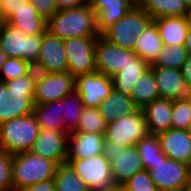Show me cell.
I'll list each match as a JSON object with an SVG mask.
<instances>
[{"instance_id":"6da1fadb","label":"cell","mask_w":191,"mask_h":191,"mask_svg":"<svg viewBox=\"0 0 191 191\" xmlns=\"http://www.w3.org/2000/svg\"><path fill=\"white\" fill-rule=\"evenodd\" d=\"M47 30L62 40L73 37H98L96 13L90 4L58 10L47 20Z\"/></svg>"},{"instance_id":"7a4b0ae2","label":"cell","mask_w":191,"mask_h":191,"mask_svg":"<svg viewBox=\"0 0 191 191\" xmlns=\"http://www.w3.org/2000/svg\"><path fill=\"white\" fill-rule=\"evenodd\" d=\"M58 164L31 151L12 154V188L23 187L53 179Z\"/></svg>"},{"instance_id":"3957f363","label":"cell","mask_w":191,"mask_h":191,"mask_svg":"<svg viewBox=\"0 0 191 191\" xmlns=\"http://www.w3.org/2000/svg\"><path fill=\"white\" fill-rule=\"evenodd\" d=\"M40 130L33 114L2 123L0 124V150L10 154L30 151Z\"/></svg>"},{"instance_id":"277c9868","label":"cell","mask_w":191,"mask_h":191,"mask_svg":"<svg viewBox=\"0 0 191 191\" xmlns=\"http://www.w3.org/2000/svg\"><path fill=\"white\" fill-rule=\"evenodd\" d=\"M153 22L154 19L136 5L124 17L107 28L101 35L109 42L124 49L134 50L137 37Z\"/></svg>"},{"instance_id":"5b68a950","label":"cell","mask_w":191,"mask_h":191,"mask_svg":"<svg viewBox=\"0 0 191 191\" xmlns=\"http://www.w3.org/2000/svg\"><path fill=\"white\" fill-rule=\"evenodd\" d=\"M3 21L26 34H43L47 20L30 0H2Z\"/></svg>"},{"instance_id":"8992f818","label":"cell","mask_w":191,"mask_h":191,"mask_svg":"<svg viewBox=\"0 0 191 191\" xmlns=\"http://www.w3.org/2000/svg\"><path fill=\"white\" fill-rule=\"evenodd\" d=\"M103 156L110 162L111 175L119 187L137 172L145 170L136 146L123 147L105 141Z\"/></svg>"},{"instance_id":"52a82bcc","label":"cell","mask_w":191,"mask_h":191,"mask_svg":"<svg viewBox=\"0 0 191 191\" xmlns=\"http://www.w3.org/2000/svg\"><path fill=\"white\" fill-rule=\"evenodd\" d=\"M67 163L91 191H110L117 187L111 175L110 162L103 154L86 159H67Z\"/></svg>"},{"instance_id":"ba28073f","label":"cell","mask_w":191,"mask_h":191,"mask_svg":"<svg viewBox=\"0 0 191 191\" xmlns=\"http://www.w3.org/2000/svg\"><path fill=\"white\" fill-rule=\"evenodd\" d=\"M149 134L142 109L122 116L107 124L105 141L123 147H132Z\"/></svg>"},{"instance_id":"9c48e42d","label":"cell","mask_w":191,"mask_h":191,"mask_svg":"<svg viewBox=\"0 0 191 191\" xmlns=\"http://www.w3.org/2000/svg\"><path fill=\"white\" fill-rule=\"evenodd\" d=\"M42 34H24L17 28L4 22L0 31V48L7 57L25 61L39 57Z\"/></svg>"},{"instance_id":"30bf717a","label":"cell","mask_w":191,"mask_h":191,"mask_svg":"<svg viewBox=\"0 0 191 191\" xmlns=\"http://www.w3.org/2000/svg\"><path fill=\"white\" fill-rule=\"evenodd\" d=\"M96 40L97 37H73L64 40L67 72L76 77L96 71Z\"/></svg>"},{"instance_id":"8fae6325","label":"cell","mask_w":191,"mask_h":191,"mask_svg":"<svg viewBox=\"0 0 191 191\" xmlns=\"http://www.w3.org/2000/svg\"><path fill=\"white\" fill-rule=\"evenodd\" d=\"M136 56L133 50H127L111 43L102 35L97 37L95 45V66L98 73L112 77L120 72Z\"/></svg>"},{"instance_id":"7c38bea8","label":"cell","mask_w":191,"mask_h":191,"mask_svg":"<svg viewBox=\"0 0 191 191\" xmlns=\"http://www.w3.org/2000/svg\"><path fill=\"white\" fill-rule=\"evenodd\" d=\"M112 90V78L97 71L75 77V91L85 107L98 108Z\"/></svg>"},{"instance_id":"4fadbf2b","label":"cell","mask_w":191,"mask_h":191,"mask_svg":"<svg viewBox=\"0 0 191 191\" xmlns=\"http://www.w3.org/2000/svg\"><path fill=\"white\" fill-rule=\"evenodd\" d=\"M158 191L185 186L191 180V166L167 158L148 170Z\"/></svg>"},{"instance_id":"5bb4252c","label":"cell","mask_w":191,"mask_h":191,"mask_svg":"<svg viewBox=\"0 0 191 191\" xmlns=\"http://www.w3.org/2000/svg\"><path fill=\"white\" fill-rule=\"evenodd\" d=\"M157 82L160 98L187 100L191 97V85L183 78L179 69L150 66Z\"/></svg>"},{"instance_id":"9a60e30c","label":"cell","mask_w":191,"mask_h":191,"mask_svg":"<svg viewBox=\"0 0 191 191\" xmlns=\"http://www.w3.org/2000/svg\"><path fill=\"white\" fill-rule=\"evenodd\" d=\"M75 90V77L69 72L51 73L35 84L34 102L44 104L61 100Z\"/></svg>"},{"instance_id":"2e32d148","label":"cell","mask_w":191,"mask_h":191,"mask_svg":"<svg viewBox=\"0 0 191 191\" xmlns=\"http://www.w3.org/2000/svg\"><path fill=\"white\" fill-rule=\"evenodd\" d=\"M67 147L68 133L41 129L30 151L59 165L67 162Z\"/></svg>"},{"instance_id":"e0dca14e","label":"cell","mask_w":191,"mask_h":191,"mask_svg":"<svg viewBox=\"0 0 191 191\" xmlns=\"http://www.w3.org/2000/svg\"><path fill=\"white\" fill-rule=\"evenodd\" d=\"M157 137L167 158L191 166V136L187 130L171 128Z\"/></svg>"},{"instance_id":"ac0fdd59","label":"cell","mask_w":191,"mask_h":191,"mask_svg":"<svg viewBox=\"0 0 191 191\" xmlns=\"http://www.w3.org/2000/svg\"><path fill=\"white\" fill-rule=\"evenodd\" d=\"M96 13L97 29L100 35L119 19L124 17L134 6L135 0H90Z\"/></svg>"},{"instance_id":"d6986e66","label":"cell","mask_w":191,"mask_h":191,"mask_svg":"<svg viewBox=\"0 0 191 191\" xmlns=\"http://www.w3.org/2000/svg\"><path fill=\"white\" fill-rule=\"evenodd\" d=\"M38 60L50 71V73L67 72V55L64 47V40L46 30L42 34Z\"/></svg>"},{"instance_id":"ffe728a7","label":"cell","mask_w":191,"mask_h":191,"mask_svg":"<svg viewBox=\"0 0 191 191\" xmlns=\"http://www.w3.org/2000/svg\"><path fill=\"white\" fill-rule=\"evenodd\" d=\"M105 136L92 132L68 134L67 159H86L103 154Z\"/></svg>"},{"instance_id":"44dd1931","label":"cell","mask_w":191,"mask_h":191,"mask_svg":"<svg viewBox=\"0 0 191 191\" xmlns=\"http://www.w3.org/2000/svg\"><path fill=\"white\" fill-rule=\"evenodd\" d=\"M173 100L157 98L142 110L149 134L157 135L171 129Z\"/></svg>"},{"instance_id":"7402d4cb","label":"cell","mask_w":191,"mask_h":191,"mask_svg":"<svg viewBox=\"0 0 191 191\" xmlns=\"http://www.w3.org/2000/svg\"><path fill=\"white\" fill-rule=\"evenodd\" d=\"M154 23L164 45H184L190 28L187 16H164L155 18Z\"/></svg>"},{"instance_id":"603a6c76","label":"cell","mask_w":191,"mask_h":191,"mask_svg":"<svg viewBox=\"0 0 191 191\" xmlns=\"http://www.w3.org/2000/svg\"><path fill=\"white\" fill-rule=\"evenodd\" d=\"M149 68L148 63L136 56L120 72L111 77L113 89L126 96H131L135 83Z\"/></svg>"},{"instance_id":"cb8c5ba5","label":"cell","mask_w":191,"mask_h":191,"mask_svg":"<svg viewBox=\"0 0 191 191\" xmlns=\"http://www.w3.org/2000/svg\"><path fill=\"white\" fill-rule=\"evenodd\" d=\"M98 109L107 123H110L122 116L136 112L139 108L131 96H126L113 89Z\"/></svg>"},{"instance_id":"d4e9b609","label":"cell","mask_w":191,"mask_h":191,"mask_svg":"<svg viewBox=\"0 0 191 191\" xmlns=\"http://www.w3.org/2000/svg\"><path fill=\"white\" fill-rule=\"evenodd\" d=\"M163 45L157 26L153 22L137 37V42L133 51L137 56L151 65L155 62Z\"/></svg>"},{"instance_id":"484cf974","label":"cell","mask_w":191,"mask_h":191,"mask_svg":"<svg viewBox=\"0 0 191 191\" xmlns=\"http://www.w3.org/2000/svg\"><path fill=\"white\" fill-rule=\"evenodd\" d=\"M33 115L41 129L65 132L61 100L35 104Z\"/></svg>"},{"instance_id":"4316f807","label":"cell","mask_w":191,"mask_h":191,"mask_svg":"<svg viewBox=\"0 0 191 191\" xmlns=\"http://www.w3.org/2000/svg\"><path fill=\"white\" fill-rule=\"evenodd\" d=\"M137 5L153 19L164 16H187L184 0H138Z\"/></svg>"},{"instance_id":"83f0119b","label":"cell","mask_w":191,"mask_h":191,"mask_svg":"<svg viewBox=\"0 0 191 191\" xmlns=\"http://www.w3.org/2000/svg\"><path fill=\"white\" fill-rule=\"evenodd\" d=\"M157 98H160L157 82L149 69L135 83L131 99L139 109H143Z\"/></svg>"},{"instance_id":"f1b7e54d","label":"cell","mask_w":191,"mask_h":191,"mask_svg":"<svg viewBox=\"0 0 191 191\" xmlns=\"http://www.w3.org/2000/svg\"><path fill=\"white\" fill-rule=\"evenodd\" d=\"M53 179L56 191H91L67 162L57 166Z\"/></svg>"},{"instance_id":"f546056e","label":"cell","mask_w":191,"mask_h":191,"mask_svg":"<svg viewBox=\"0 0 191 191\" xmlns=\"http://www.w3.org/2000/svg\"><path fill=\"white\" fill-rule=\"evenodd\" d=\"M61 101L65 132L69 134L77 129L84 105L81 96L75 90Z\"/></svg>"},{"instance_id":"4dcf8cb0","label":"cell","mask_w":191,"mask_h":191,"mask_svg":"<svg viewBox=\"0 0 191 191\" xmlns=\"http://www.w3.org/2000/svg\"><path fill=\"white\" fill-rule=\"evenodd\" d=\"M136 147L139 151L144 168L147 171L150 170L157 162L167 159L166 155L160 148L157 135L148 134L136 144Z\"/></svg>"},{"instance_id":"1f68e13d","label":"cell","mask_w":191,"mask_h":191,"mask_svg":"<svg viewBox=\"0 0 191 191\" xmlns=\"http://www.w3.org/2000/svg\"><path fill=\"white\" fill-rule=\"evenodd\" d=\"M188 57L189 55L184 45H163L155 62L150 66L169 67L180 70Z\"/></svg>"},{"instance_id":"d6a6232c","label":"cell","mask_w":191,"mask_h":191,"mask_svg":"<svg viewBox=\"0 0 191 191\" xmlns=\"http://www.w3.org/2000/svg\"><path fill=\"white\" fill-rule=\"evenodd\" d=\"M107 124L98 108L84 106L77 129L74 132H92L105 135Z\"/></svg>"},{"instance_id":"836d02e7","label":"cell","mask_w":191,"mask_h":191,"mask_svg":"<svg viewBox=\"0 0 191 191\" xmlns=\"http://www.w3.org/2000/svg\"><path fill=\"white\" fill-rule=\"evenodd\" d=\"M191 124V109L187 100H173L171 128L187 130Z\"/></svg>"},{"instance_id":"e575fe53","label":"cell","mask_w":191,"mask_h":191,"mask_svg":"<svg viewBox=\"0 0 191 191\" xmlns=\"http://www.w3.org/2000/svg\"><path fill=\"white\" fill-rule=\"evenodd\" d=\"M27 75V61L7 57L0 71V81L6 82Z\"/></svg>"},{"instance_id":"d590c367","label":"cell","mask_w":191,"mask_h":191,"mask_svg":"<svg viewBox=\"0 0 191 191\" xmlns=\"http://www.w3.org/2000/svg\"><path fill=\"white\" fill-rule=\"evenodd\" d=\"M8 86L9 96L34 97L35 84L28 75L5 82Z\"/></svg>"},{"instance_id":"8d00e7d4","label":"cell","mask_w":191,"mask_h":191,"mask_svg":"<svg viewBox=\"0 0 191 191\" xmlns=\"http://www.w3.org/2000/svg\"><path fill=\"white\" fill-rule=\"evenodd\" d=\"M121 187L124 191H158L147 170L137 172Z\"/></svg>"},{"instance_id":"74e56055","label":"cell","mask_w":191,"mask_h":191,"mask_svg":"<svg viewBox=\"0 0 191 191\" xmlns=\"http://www.w3.org/2000/svg\"><path fill=\"white\" fill-rule=\"evenodd\" d=\"M12 119L33 114L34 97H9Z\"/></svg>"},{"instance_id":"f35d334b","label":"cell","mask_w":191,"mask_h":191,"mask_svg":"<svg viewBox=\"0 0 191 191\" xmlns=\"http://www.w3.org/2000/svg\"><path fill=\"white\" fill-rule=\"evenodd\" d=\"M12 154L0 150V191L12 188Z\"/></svg>"},{"instance_id":"ab89813d","label":"cell","mask_w":191,"mask_h":191,"mask_svg":"<svg viewBox=\"0 0 191 191\" xmlns=\"http://www.w3.org/2000/svg\"><path fill=\"white\" fill-rule=\"evenodd\" d=\"M50 74V71L38 59L27 61V75L34 84L45 80Z\"/></svg>"},{"instance_id":"60d3db41","label":"cell","mask_w":191,"mask_h":191,"mask_svg":"<svg viewBox=\"0 0 191 191\" xmlns=\"http://www.w3.org/2000/svg\"><path fill=\"white\" fill-rule=\"evenodd\" d=\"M9 97L8 86L0 81V124L12 119Z\"/></svg>"},{"instance_id":"b9f144b4","label":"cell","mask_w":191,"mask_h":191,"mask_svg":"<svg viewBox=\"0 0 191 191\" xmlns=\"http://www.w3.org/2000/svg\"><path fill=\"white\" fill-rule=\"evenodd\" d=\"M38 14L46 20L51 18L57 11L56 0H30Z\"/></svg>"},{"instance_id":"7bdbcfd3","label":"cell","mask_w":191,"mask_h":191,"mask_svg":"<svg viewBox=\"0 0 191 191\" xmlns=\"http://www.w3.org/2000/svg\"><path fill=\"white\" fill-rule=\"evenodd\" d=\"M18 191H56V185L54 179H49L23 187Z\"/></svg>"},{"instance_id":"ee69618b","label":"cell","mask_w":191,"mask_h":191,"mask_svg":"<svg viewBox=\"0 0 191 191\" xmlns=\"http://www.w3.org/2000/svg\"><path fill=\"white\" fill-rule=\"evenodd\" d=\"M58 10L76 8L90 4L89 0H56Z\"/></svg>"},{"instance_id":"f6af8a7d","label":"cell","mask_w":191,"mask_h":191,"mask_svg":"<svg viewBox=\"0 0 191 191\" xmlns=\"http://www.w3.org/2000/svg\"><path fill=\"white\" fill-rule=\"evenodd\" d=\"M180 71L183 78L191 85V56L183 63Z\"/></svg>"},{"instance_id":"bcb514c9","label":"cell","mask_w":191,"mask_h":191,"mask_svg":"<svg viewBox=\"0 0 191 191\" xmlns=\"http://www.w3.org/2000/svg\"><path fill=\"white\" fill-rule=\"evenodd\" d=\"M184 47L186 48L188 55L191 56V28H189L185 41H184Z\"/></svg>"},{"instance_id":"7dc6e473","label":"cell","mask_w":191,"mask_h":191,"mask_svg":"<svg viewBox=\"0 0 191 191\" xmlns=\"http://www.w3.org/2000/svg\"><path fill=\"white\" fill-rule=\"evenodd\" d=\"M6 59H7L6 54L0 48V71Z\"/></svg>"},{"instance_id":"c3c4849f","label":"cell","mask_w":191,"mask_h":191,"mask_svg":"<svg viewBox=\"0 0 191 191\" xmlns=\"http://www.w3.org/2000/svg\"><path fill=\"white\" fill-rule=\"evenodd\" d=\"M163 191H185V186L179 187V188H172V189H167Z\"/></svg>"},{"instance_id":"681fc988","label":"cell","mask_w":191,"mask_h":191,"mask_svg":"<svg viewBox=\"0 0 191 191\" xmlns=\"http://www.w3.org/2000/svg\"><path fill=\"white\" fill-rule=\"evenodd\" d=\"M187 18H188V21H189V26L191 28V8L189 9V11L187 13Z\"/></svg>"},{"instance_id":"f907efd6","label":"cell","mask_w":191,"mask_h":191,"mask_svg":"<svg viewBox=\"0 0 191 191\" xmlns=\"http://www.w3.org/2000/svg\"><path fill=\"white\" fill-rule=\"evenodd\" d=\"M185 191H191V180L185 185Z\"/></svg>"},{"instance_id":"816d5d0a","label":"cell","mask_w":191,"mask_h":191,"mask_svg":"<svg viewBox=\"0 0 191 191\" xmlns=\"http://www.w3.org/2000/svg\"><path fill=\"white\" fill-rule=\"evenodd\" d=\"M0 19L3 20V14H2V0H0Z\"/></svg>"},{"instance_id":"f5cc1de1","label":"cell","mask_w":191,"mask_h":191,"mask_svg":"<svg viewBox=\"0 0 191 191\" xmlns=\"http://www.w3.org/2000/svg\"><path fill=\"white\" fill-rule=\"evenodd\" d=\"M186 6L190 9L191 8V0H184Z\"/></svg>"},{"instance_id":"db71d44e","label":"cell","mask_w":191,"mask_h":191,"mask_svg":"<svg viewBox=\"0 0 191 191\" xmlns=\"http://www.w3.org/2000/svg\"><path fill=\"white\" fill-rule=\"evenodd\" d=\"M110 191H124L122 187L117 186L115 189H112Z\"/></svg>"},{"instance_id":"11a10c76","label":"cell","mask_w":191,"mask_h":191,"mask_svg":"<svg viewBox=\"0 0 191 191\" xmlns=\"http://www.w3.org/2000/svg\"><path fill=\"white\" fill-rule=\"evenodd\" d=\"M187 131H188L189 135L191 136V124L189 125Z\"/></svg>"},{"instance_id":"9f6ffc18","label":"cell","mask_w":191,"mask_h":191,"mask_svg":"<svg viewBox=\"0 0 191 191\" xmlns=\"http://www.w3.org/2000/svg\"><path fill=\"white\" fill-rule=\"evenodd\" d=\"M3 24H4V21L0 19V31H1Z\"/></svg>"},{"instance_id":"6f0895ef","label":"cell","mask_w":191,"mask_h":191,"mask_svg":"<svg viewBox=\"0 0 191 191\" xmlns=\"http://www.w3.org/2000/svg\"><path fill=\"white\" fill-rule=\"evenodd\" d=\"M189 105H190V109H191V97L189 99H187Z\"/></svg>"},{"instance_id":"680465c9","label":"cell","mask_w":191,"mask_h":191,"mask_svg":"<svg viewBox=\"0 0 191 191\" xmlns=\"http://www.w3.org/2000/svg\"><path fill=\"white\" fill-rule=\"evenodd\" d=\"M4 191H15V190L13 188H10V189L4 190Z\"/></svg>"}]
</instances>
